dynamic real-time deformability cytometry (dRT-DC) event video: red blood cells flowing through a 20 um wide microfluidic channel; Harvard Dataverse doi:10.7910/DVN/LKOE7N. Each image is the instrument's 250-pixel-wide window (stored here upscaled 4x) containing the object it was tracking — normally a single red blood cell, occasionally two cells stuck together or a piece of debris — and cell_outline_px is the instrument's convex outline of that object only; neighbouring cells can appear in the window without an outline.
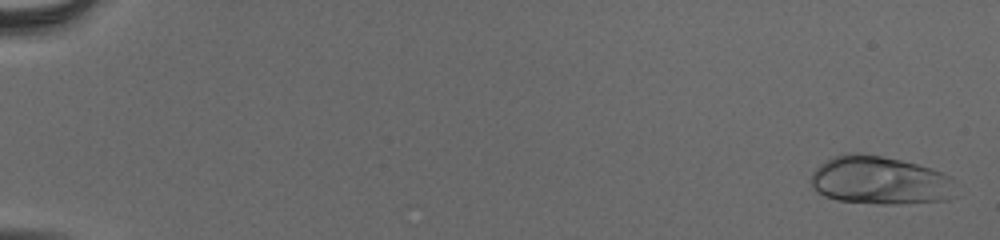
{"species": "human", "species_latin": "Homo sapiens", "temperature_condition": "cold", "stored_images_in_passage": 54, "camera_frame_rate_fps": 3000, "um_per_image_px": 0.085, "donor": {"sex": "male"}, "frame": {"image": 1, "passage_image": 2, "time_ms": 0.333, "image_size_px": [1000, 240], "cell_outline_px": [[952, 196], [948, 200], [892, 204], [880, 204], [836, 200], [824, 196], [812, 188], [812, 172], [820, 164], [844, 152], [856, 152], [880, 156], [900, 160], [932, 168], [948, 176], [952, 180]], "centroid_in_image_um": [74.74, 15.33], "position_along_channel_um": 10.3, "area_um2": 40.4}}
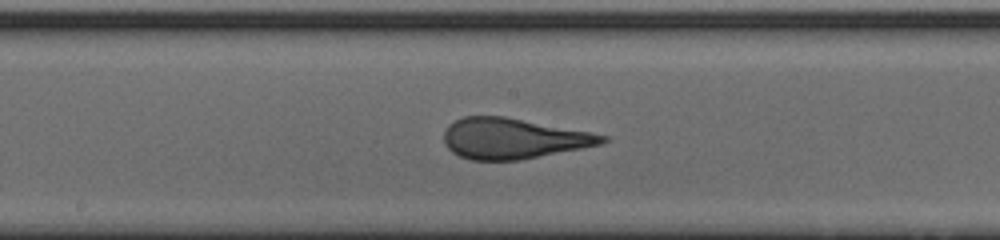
{"frame": {"image": 2, "passage_image": 31, "time_ms": 10.0, "image_size_px": [1000, 240], "cell_outline_px": [[608, 140], [600, 144], [520, 160], [472, 160], [460, 156], [452, 152], [444, 144], [444, 132], [448, 124], [464, 116], [504, 116], [592, 132], [608, 136]], "centroid_in_image_um": [43.59, 11.76], "position_along_channel_um": 204.6, "area_um2": 37.28}}
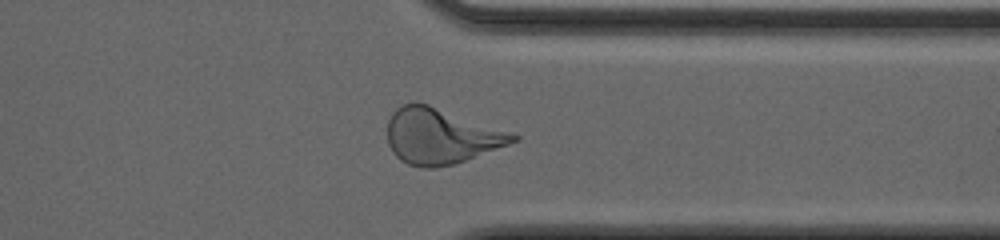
{"frame": {"image": 3, "passage_image": 44, "time_ms": 14.333, "image_size_px": [1000, 240], "cell_outline_px": [[520, 140], [456, 164], [432, 168], [420, 168], [408, 164], [400, 160], [392, 152], [388, 144], [388, 120], [392, 112], [396, 108], [404, 104], [416, 100], [428, 104], [520, 136]], "centroid_in_image_um": [37.43, 11.58], "position_along_channel_um": 374.0, "area_um2": 40.58}, "authors_computed_cell_mechanics": {"area_um2": 38.4659, "velocity_mm_per_s": 3.9039, "shape_relaxation_time_tau1_ms": 5.1971, "shape_relaxation_time_tau2_ms": null, "deformation_change_tau1": 0.2033, "deformation_change_tau2": null}}